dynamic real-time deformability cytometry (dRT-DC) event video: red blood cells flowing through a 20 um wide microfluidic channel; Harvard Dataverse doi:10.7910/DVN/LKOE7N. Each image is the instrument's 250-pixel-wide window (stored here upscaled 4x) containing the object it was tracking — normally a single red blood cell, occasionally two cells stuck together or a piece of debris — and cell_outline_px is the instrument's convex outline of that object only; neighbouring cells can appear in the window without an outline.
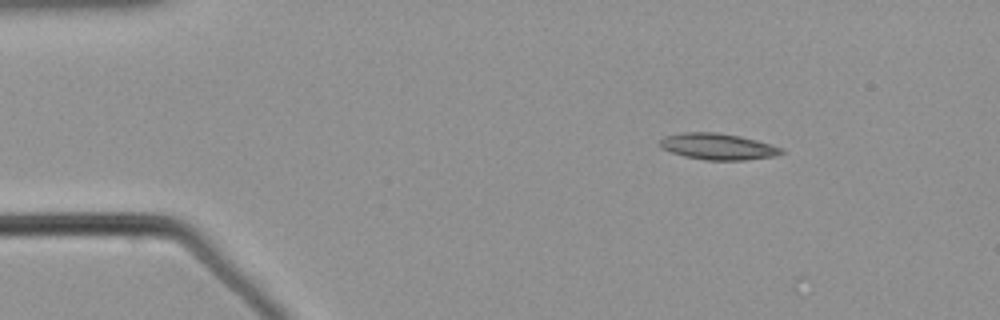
{"species": "common noctule bat (a hibernating species)", "species_latin": "Nyctalus noctula", "temperature_condition": "warm", "stored_images_in_passage": 3, "camera_frame_rate_fps": 3000, "um_per_image_px": 0.085, "animal": {"sex": "male", "body_mass_g": 21.5, "forearm_length_mm": 52.0}, "frame": {"image": 1, "passage_image": 2, "time_ms": 0.333, "image_size_px": [1000, 320], "cell_outline_px": [[784, 152], [776, 156], [744, 160], [704, 160], [684, 156], [660, 148], [656, 144], [664, 136], [680, 132], [716, 132], [740, 136], [756, 140], [784, 148]], "centroid_in_image_um": [60.98, 12.45], "position_along_channel_um": 24.0, "area_um2": 18.84}}